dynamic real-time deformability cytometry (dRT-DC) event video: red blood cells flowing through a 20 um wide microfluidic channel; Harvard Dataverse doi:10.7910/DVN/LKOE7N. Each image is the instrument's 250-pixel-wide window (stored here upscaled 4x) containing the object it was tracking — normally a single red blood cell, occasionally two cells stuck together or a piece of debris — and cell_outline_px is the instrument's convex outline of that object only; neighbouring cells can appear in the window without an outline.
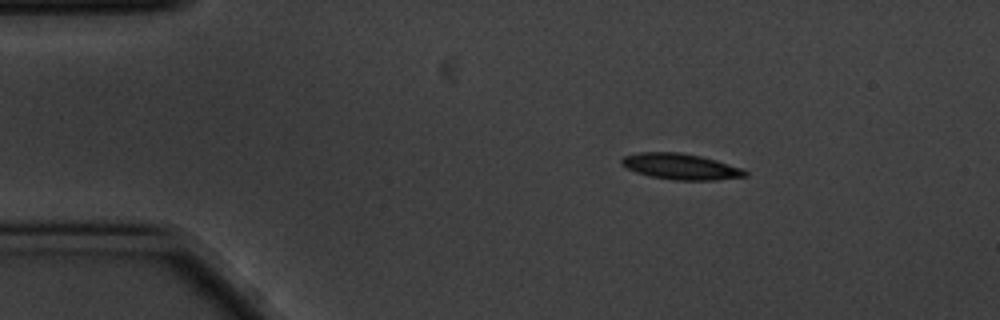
{"species": "common noctule bat (a hibernating species)", "species_latin": "Nyctalus noctula", "temperature_condition": "cold", "stored_images_in_passage": 3, "camera_frame_rate_fps": 3000, "um_per_image_px": 0.085, "animal": {"sex": "male", "body_mass_g": 20.1, "forearm_length_mm": 53.5}, "frame": {"image": 1, "passage_image": 2, "time_ms": 0.333, "image_size_px": [1000, 320], "cell_outline_px": [[748, 176], [716, 180], [676, 180], [652, 176], [636, 172], [620, 164], [620, 160], [624, 156], [636, 152], [676, 152], [700, 156], [716, 160], [744, 168], [748, 172]], "centroid_in_image_um": [57.88, 14.15], "position_along_channel_um": 27.1, "area_um2": 18.67}}
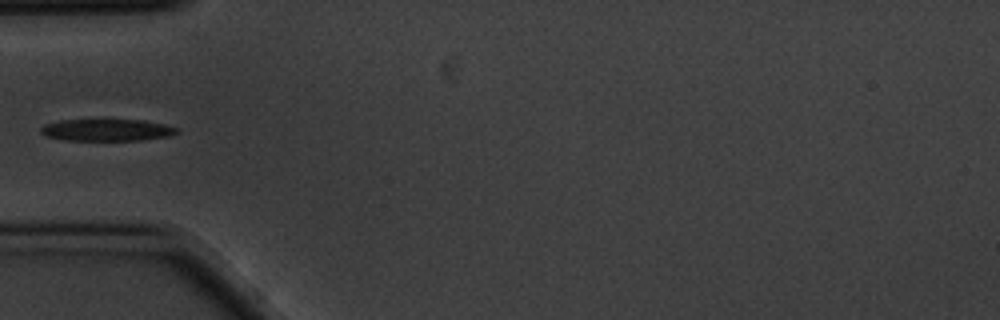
{"frame": {"image": 2, "passage_image": 3, "time_ms": 0.667, "image_size_px": [1000, 320], "cell_outline_px": [[180, 132], [168, 136], [140, 140], [64, 140], [44, 136], [40, 132], [40, 128], [44, 124], [60, 120], [144, 120], [164, 124], [180, 128]], "centroid_in_image_um": [9.08, 11.05], "position_along_channel_um": 75.9, "area_um2": 17.46}}